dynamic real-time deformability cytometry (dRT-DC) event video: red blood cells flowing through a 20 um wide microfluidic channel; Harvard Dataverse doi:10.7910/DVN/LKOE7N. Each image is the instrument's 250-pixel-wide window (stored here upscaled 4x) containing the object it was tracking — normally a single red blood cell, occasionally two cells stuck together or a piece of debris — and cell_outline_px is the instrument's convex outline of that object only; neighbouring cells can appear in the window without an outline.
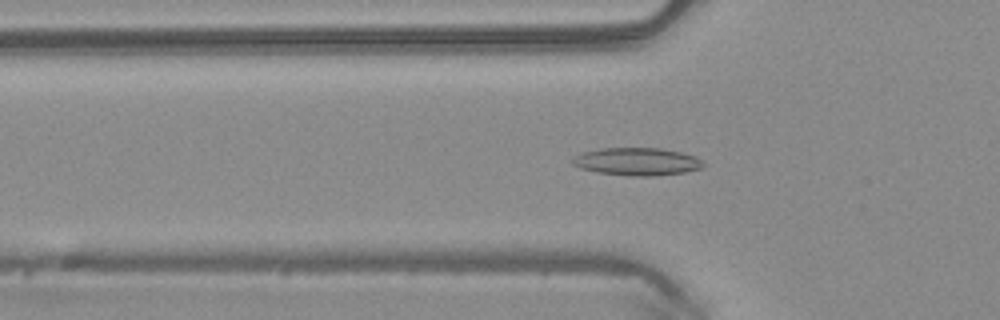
{"species": "common noctule bat (a hibernating species)", "species_latin": "Nyctalus noctula", "temperature_condition": "warm", "stored_images_in_passage": 51, "camera_frame_rate_fps": 3000, "um_per_image_px": 0.085, "animal": {"sex": "male", "body_mass_g": 20.4}, "frame": {"image": 1, "passage_image": 17, "time_ms": 5.333, "image_size_px": [1000, 320], "cell_outline_px": [[704, 168], [684, 172], [656, 176], [628, 176], [596, 172], [580, 168], [572, 164], [572, 160], [576, 156], [584, 152], [600, 148], [660, 148], [680, 152], [696, 156], [704, 164]], "centroid_in_image_um": [54.16, 13.74], "position_along_channel_um": 71.6, "area_um2": 21.15}}
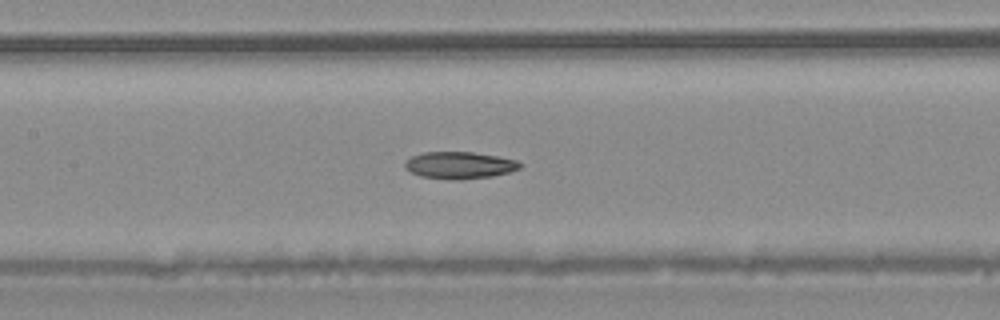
{"frame": {"image": 2, "passage_image": 24, "time_ms": 7.667, "image_size_px": [1000, 320], "cell_outline_px": [[524, 164], [520, 168], [508, 172], [492, 176], [460, 180], [448, 180], [420, 176], [404, 168], [404, 160], [412, 156], [424, 152], [472, 152], [496, 156], [516, 160]], "centroid_in_image_um": [39.03, 14.05], "position_along_channel_um": 168.4, "area_um2": 18.21}}
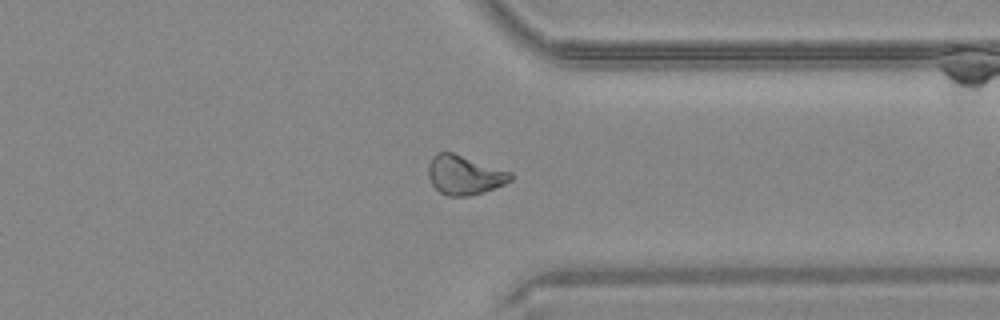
{"frame": {"image": 3, "passage_image": 39, "time_ms": 12.667, "image_size_px": [1000, 320], "cell_outline_px": [[512, 180], [504, 184], [484, 192], [468, 196], [448, 196], [440, 192], [432, 184], [428, 176], [428, 164], [432, 156], [436, 152], [452, 152], [512, 172]], "centroid_in_image_um": [39.46, 14.87], "position_along_channel_um": 371.9, "area_um2": 18.84}, "authors_computed_cell_mechanics": {"area_um2": 19.2474, "velocity_mm_per_s": 4.1007, "shape_relaxation_time_tau1_ms": 9.3288, "shape_relaxation_time_tau2_ms": 9.8391, "deformation_change_tau1": 0.2035, "deformation_change_tau2": 0.2002}}